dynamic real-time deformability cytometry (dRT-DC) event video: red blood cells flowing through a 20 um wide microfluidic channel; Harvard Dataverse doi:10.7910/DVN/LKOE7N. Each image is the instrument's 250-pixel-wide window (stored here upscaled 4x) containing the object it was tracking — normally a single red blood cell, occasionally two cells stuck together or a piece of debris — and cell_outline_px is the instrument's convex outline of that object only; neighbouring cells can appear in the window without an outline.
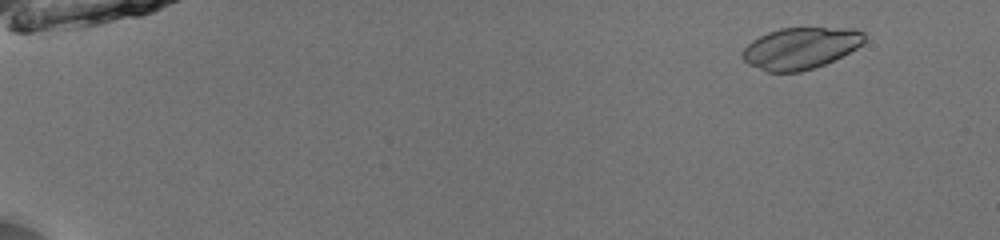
{"species": "common noctule bat (a hibernating species)", "species_latin": "Nyctalus noctula", "temperature_condition": "room temperature", "stored_images_in_passage": 51, "camera_frame_rate_fps": 3000, "um_per_image_px": 0.085, "animal": {"sex": "male", "body_mass_g": 13.0, "forearm_length_mm": 53.1}, "frame": {"image": 1, "passage_image": 4, "time_ms": 1.0, "image_size_px": [1000, 240], "cell_outline_px": [[864, 44], [824, 64], [800, 72], [768, 72], [748, 64], [740, 56], [740, 52], [752, 40], [768, 32], [780, 28], [852, 28], [864, 32]], "centroid_in_image_um": [68.01, 4.09], "position_along_channel_um": 17.0, "area_um2": 29.42}}